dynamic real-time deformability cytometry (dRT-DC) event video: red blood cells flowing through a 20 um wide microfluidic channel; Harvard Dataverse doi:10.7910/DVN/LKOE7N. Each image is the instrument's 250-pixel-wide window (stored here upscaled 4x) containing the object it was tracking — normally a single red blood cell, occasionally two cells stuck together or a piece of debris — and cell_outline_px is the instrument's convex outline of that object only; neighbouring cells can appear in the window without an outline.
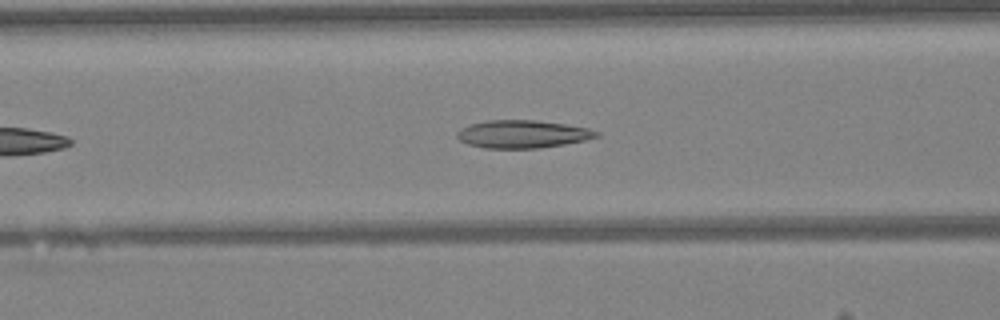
{"species": "Egyptian fruit bat (a non-hibernating species)", "species_latin": "Rousettus aegyptiacus", "temperature_condition": "warm", "stored_images_in_passage": 26, "camera_frame_rate_fps": 3000, "um_per_image_px": 0.085, "animal": {"sex": "female"}, "frame": {"image": 1, "passage_image": 9, "time_ms": 2.667, "image_size_px": [1000, 320], "cell_outline_px": [[600, 136], [584, 140], [564, 144], [536, 148], [484, 148], [468, 144], [460, 140], [456, 136], [456, 132], [460, 128], [472, 124], [488, 120], [536, 120], [564, 124], [588, 128], [600, 132]], "centroid_in_image_um": [44.4, 11.39], "position_along_channel_um": 122.2, "area_um2": 22.48}}
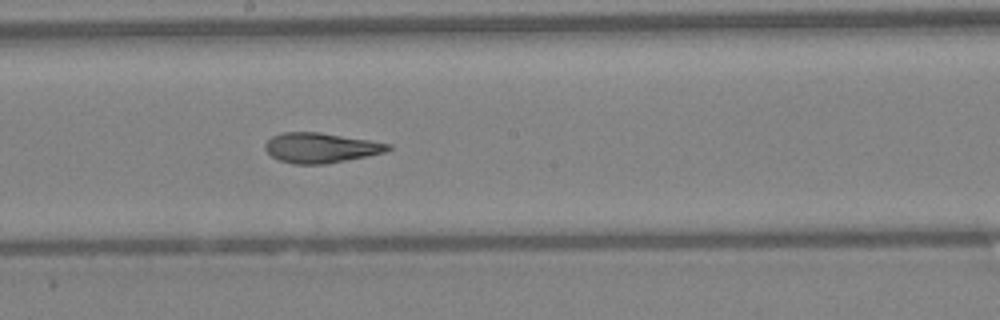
{"frame": {"image": 2, "passage_image": 16, "time_ms": 5.0, "image_size_px": [1000, 320], "cell_outline_px": [[392, 148], [384, 152], [368, 156], [324, 164], [292, 164], [280, 160], [272, 156], [264, 148], [264, 144], [272, 136], [280, 132], [316, 132], [368, 140], [392, 144]], "centroid_in_image_um": [27.24, 12.56], "position_along_channel_um": 221.0, "area_um2": 21.33}}
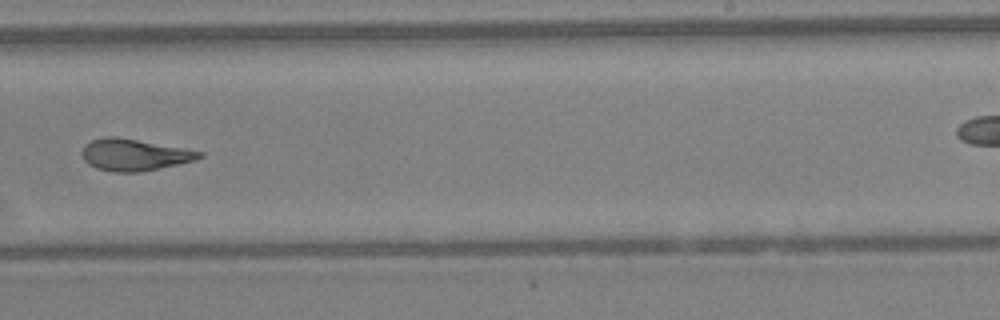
{"frame": {"image": 3, "passage_image": 20, "time_ms": 6.333, "image_size_px": [1000, 320], "cell_outline_px": [[204, 156], [196, 160], [160, 168], [140, 172], [112, 172], [96, 168], [88, 164], [84, 160], [80, 152], [92, 140], [108, 136], [116, 136], [184, 148], [204, 152]], "centroid_in_image_um": [11.43, 13.16], "position_along_channel_um": 277.6, "area_um2": 21.68}}